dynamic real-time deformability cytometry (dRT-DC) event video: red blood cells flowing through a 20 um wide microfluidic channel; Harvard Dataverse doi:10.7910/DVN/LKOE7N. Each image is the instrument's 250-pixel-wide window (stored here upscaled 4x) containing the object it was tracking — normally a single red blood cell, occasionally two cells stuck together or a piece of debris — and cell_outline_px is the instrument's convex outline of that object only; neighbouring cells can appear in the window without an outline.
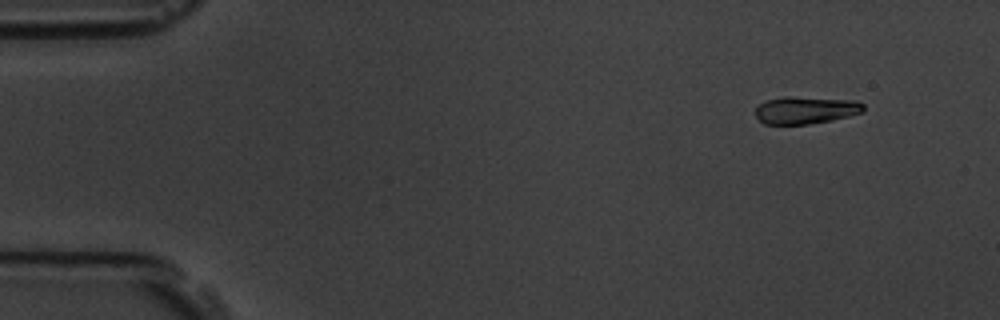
{"species": "common noctule bat (a hibernating species)", "species_latin": "Nyctalus noctula", "temperature_condition": "room temperature", "stored_images_in_passage": 6, "camera_frame_rate_fps": 3000, "um_per_image_px": 0.085, "animal": {"sex": "male", "body_mass_g": 19.5, "forearm_length_mm": 54.6}, "frame": {"image": 1, "passage_image": 2, "time_ms": 1.0, "image_size_px": [1000, 320], "cell_outline_px": [[864, 112], [832, 120], [808, 124], [764, 124], [756, 116], [756, 108], [760, 104], [768, 100], [784, 96], [792, 96], [856, 100], [864, 104]], "centroid_in_image_um": [68.51, 9.35], "position_along_channel_um": 16.5, "area_um2": 17.28}}
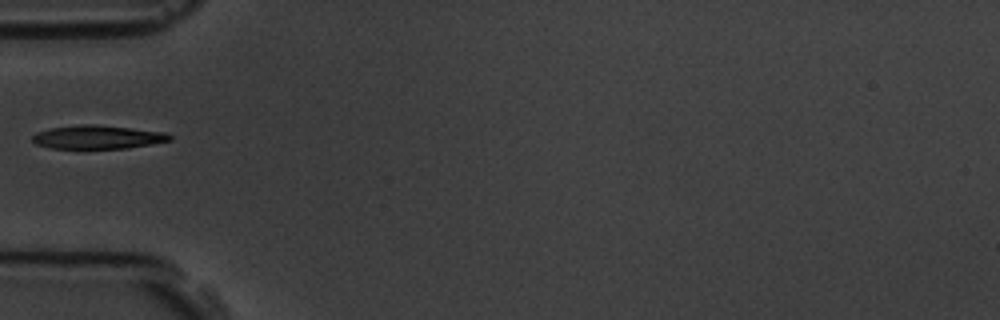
{"frame": {"image": 2, "passage_image": 5, "time_ms": 5.333, "image_size_px": [1000, 320], "cell_outline_px": [[172, 140], [152, 144], [128, 148], [52, 148], [36, 144], [32, 140], [32, 136], [36, 132], [52, 128], [84, 124], [96, 124], [168, 132], [172, 136]], "centroid_in_image_um": [8.35, 11.65], "position_along_channel_um": 76.6, "area_um2": 18.84}}
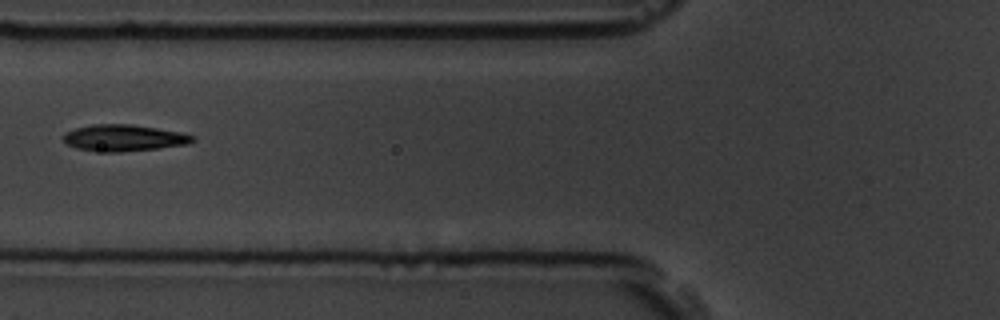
{"frame": {"image": 3, "passage_image": 6, "time_ms": 6.333, "image_size_px": [1000, 320], "cell_outline_px": [[196, 140], [188, 144], [156, 148], [120, 152], [104, 152], [76, 148], [68, 144], [64, 140], [64, 132], [76, 128], [92, 124], [132, 124], [180, 132], [196, 136]], "centroid_in_image_um": [10.54, 11.71], "position_along_channel_um": 115.3, "area_um2": 19.88}}